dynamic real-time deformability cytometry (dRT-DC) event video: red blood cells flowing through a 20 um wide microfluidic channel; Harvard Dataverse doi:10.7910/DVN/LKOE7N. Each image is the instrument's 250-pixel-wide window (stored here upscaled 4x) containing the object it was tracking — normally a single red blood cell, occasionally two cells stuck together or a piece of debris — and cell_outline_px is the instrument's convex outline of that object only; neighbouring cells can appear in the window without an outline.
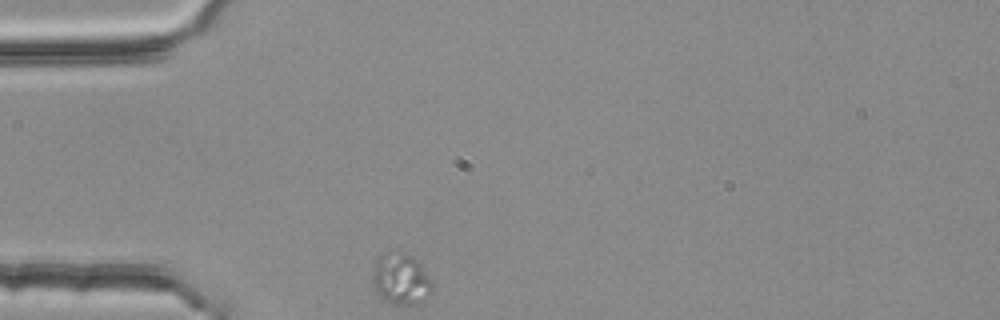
{"species": "common noctule bat (a hibernating species)", "species_latin": "Nyctalus noctula", "temperature_condition": "room temperature", "stored_images_in_passage": 31, "camera_frame_rate_fps": 3000, "um_per_image_px": 0.085, "animal": {"sex": "female", "body_mass_g": 25.1}, "frame": {"image": 1, "passage_image": 1, "time_ms": 0.0, "image_size_px": [1000, 320], "cell_outline_px": [[432, 292], [428, 296], [416, 304], [396, 304], [384, 300], [376, 292], [372, 284], [372, 272], [380, 256], [388, 252], [412, 256], [420, 260], [432, 280]], "centroid_in_image_um": [34.1, 23.73], "position_along_channel_um": 50.9, "area_um2": 17.74}}
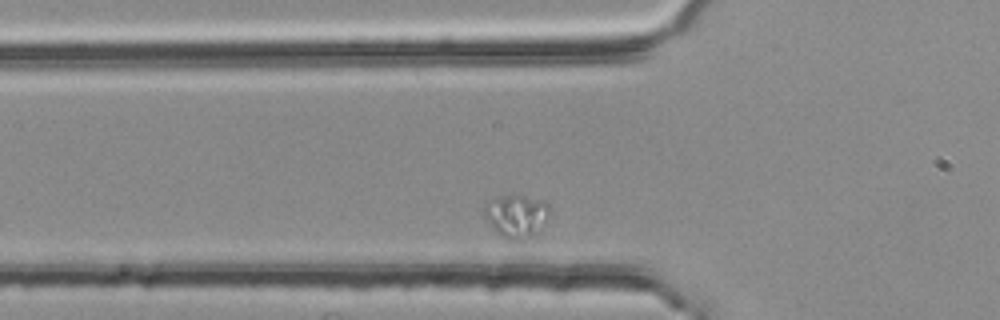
{"frame": {"image": 2, "passage_image": 5, "time_ms": 1.333, "image_size_px": [1000, 320], "cell_outline_px": [[548, 212], [544, 220], [536, 232], [532, 236], [516, 240], [508, 240], [496, 232], [488, 224], [484, 216], [484, 204], [488, 200], [504, 196], [524, 196], [544, 200], [548, 204]], "centroid_in_image_um": [43.82, 18.35], "position_along_channel_um": 82.0, "area_um2": 15.95}}